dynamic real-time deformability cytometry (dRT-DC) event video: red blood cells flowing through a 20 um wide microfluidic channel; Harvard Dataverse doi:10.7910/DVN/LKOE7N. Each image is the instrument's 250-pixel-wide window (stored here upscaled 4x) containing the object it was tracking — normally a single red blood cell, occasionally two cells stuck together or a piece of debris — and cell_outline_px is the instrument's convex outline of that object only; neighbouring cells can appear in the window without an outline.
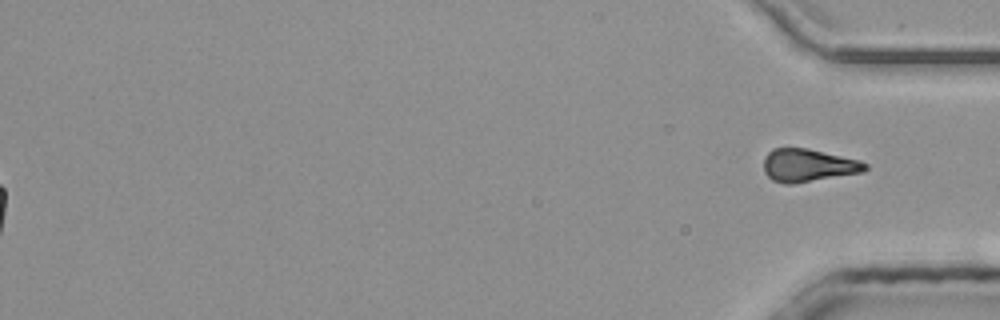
{"species": "common noctule bat (a hibernating species)", "species_latin": "Nyctalus noctula", "temperature_condition": "room temperature", "stored_images_in_passage": 51, "segment_of_instrument_passage": [2, 2], "camera_frame_rate_fps": 3000, "um_per_image_px": 0.085, "animal": {"sex": "male", "body_mass_g": 20.4}, "frame": {"image": 1, "passage_image": 51, "time_ms": 16.667, "image_size_px": [1000, 320], "cell_outline_px": [[868, 168], [864, 172], [796, 184], [784, 184], [772, 180], [764, 172], [764, 160], [768, 152], [772, 148], [808, 148], [860, 160], [868, 164]], "centroid_in_image_um": [68.71, 14.07], "position_along_channel_um": 366.5, "area_um2": 19.71}}